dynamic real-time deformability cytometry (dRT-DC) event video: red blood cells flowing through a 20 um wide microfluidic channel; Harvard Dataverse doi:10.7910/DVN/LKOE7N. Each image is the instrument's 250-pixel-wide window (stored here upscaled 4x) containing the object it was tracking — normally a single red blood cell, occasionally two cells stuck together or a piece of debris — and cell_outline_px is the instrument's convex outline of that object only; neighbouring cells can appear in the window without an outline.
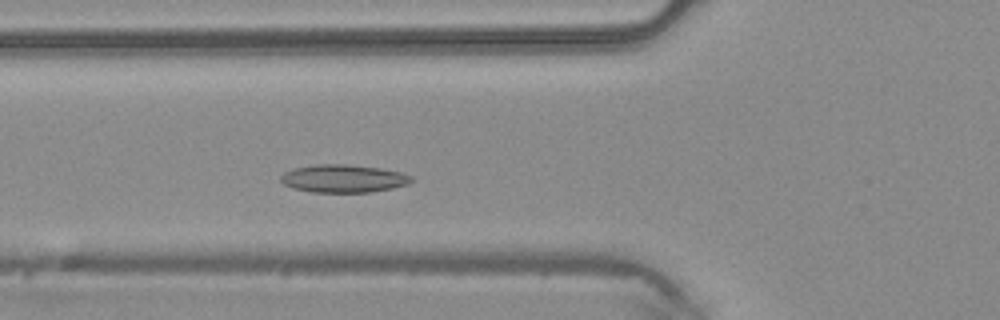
{"species": "common noctule bat (a hibernating species)", "species_latin": "Nyctalus noctula", "temperature_condition": "warm", "stored_images_in_passage": 35, "camera_frame_rate_fps": 3000, "um_per_image_px": 0.085, "animal": {"sex": "male", "body_mass_g": 20.4}, "frame": {"image": 1, "passage_image": 11, "time_ms": 3.333, "image_size_px": [1000, 320], "cell_outline_px": [[412, 180], [408, 184], [392, 188], [372, 192], [312, 192], [292, 188], [284, 184], [280, 180], [280, 176], [284, 172], [292, 168], [316, 164], [348, 164], [380, 168], [404, 172], [412, 176]], "centroid_in_image_um": [29.19, 15.17], "position_along_channel_um": 96.6, "area_um2": 21.44}}
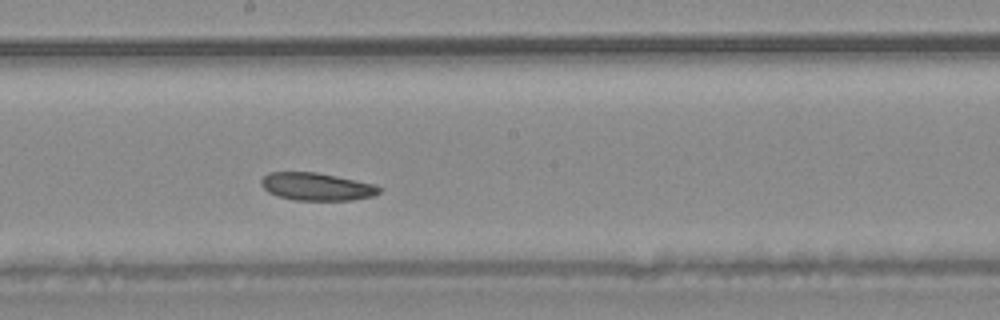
{"frame": {"image": 2, "passage_image": 20, "time_ms": 6.333, "image_size_px": [1000, 320], "cell_outline_px": [[380, 192], [372, 196], [352, 200], [296, 200], [280, 196], [268, 192], [260, 184], [260, 180], [268, 172], [316, 172], [376, 184], [380, 188]], "centroid_in_image_um": [26.91, 15.85], "position_along_channel_um": 221.3, "area_um2": 18.96}}
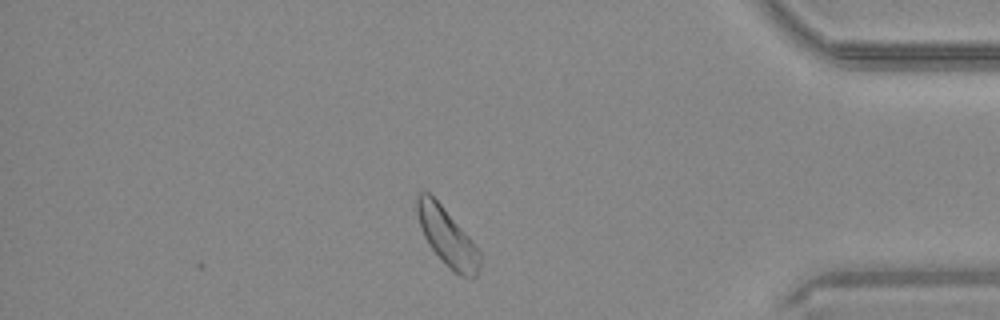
{"frame": {"image": 3, "passage_image": 35, "time_ms": 11.333, "image_size_px": [1000, 320], "cell_outline_px": [[480, 264], [476, 276], [460, 276], [448, 268], [428, 244], [424, 236], [416, 212], [416, 192], [428, 192], [444, 208], [472, 240], [480, 252]], "centroid_in_image_um": [37.99, 20.13], "position_along_channel_um": 397.2, "area_um2": 20.87}, "authors_computed_cell_mechanics": {"area_um2": 20.23, "velocity_mm_per_s": 4.1568, "shape_relaxation_time_tau1_ms": 11.0816, "shape_relaxation_time_tau2_ms": 10.529, "deformation_change_tau1": 0.1531, "deformation_change_tau2": 0.2018}}